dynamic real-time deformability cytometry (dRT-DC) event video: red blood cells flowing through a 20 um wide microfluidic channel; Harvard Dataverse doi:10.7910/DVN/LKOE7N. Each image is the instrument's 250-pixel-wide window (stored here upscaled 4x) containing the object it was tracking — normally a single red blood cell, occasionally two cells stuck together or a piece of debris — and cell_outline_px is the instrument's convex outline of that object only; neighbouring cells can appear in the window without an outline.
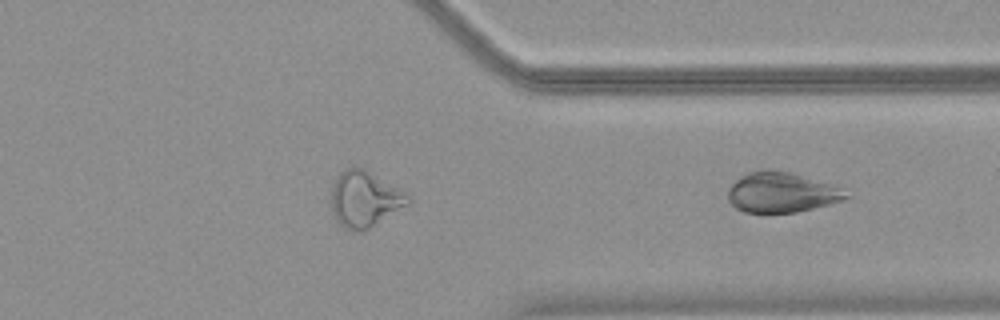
{"species": "common noctule bat (a hibernating species)", "species_latin": "Nyctalus noctula", "temperature_condition": "warm", "stored_images_in_passage": 26, "camera_frame_rate_fps": 3000, "um_per_image_px": 0.085, "animal": {"sex": "female", "body_mass_g": 18.4}, "frame": {"image": 1, "passage_image": 26, "time_ms": 8.333, "image_size_px": [1000, 320], "cell_outline_px": [[852, 196], [844, 200], [796, 212], [764, 216], [744, 212], [736, 208], [728, 200], [728, 188], [736, 180], [748, 172], [760, 168], [768, 168], [788, 172], [840, 184]], "centroid_in_image_um": [66.47, 16.37], "position_along_channel_um": 344.9, "area_um2": 28.96}}